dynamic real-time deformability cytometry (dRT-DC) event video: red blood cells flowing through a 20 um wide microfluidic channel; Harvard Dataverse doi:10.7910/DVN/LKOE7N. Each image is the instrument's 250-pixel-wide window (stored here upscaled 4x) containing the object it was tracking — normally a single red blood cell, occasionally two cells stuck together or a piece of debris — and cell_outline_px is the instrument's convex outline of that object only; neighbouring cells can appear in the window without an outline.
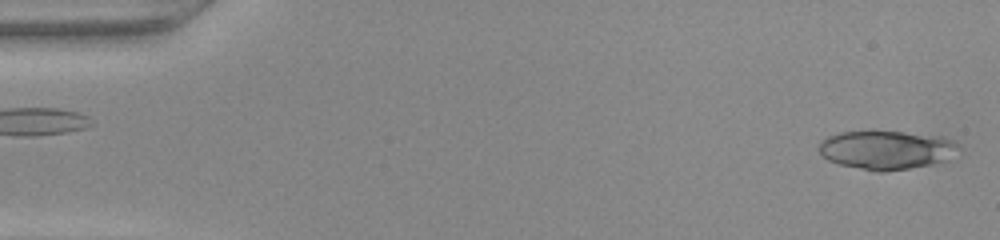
{"species": "common noctule bat (a hibernating species)", "species_latin": "Nyctalus noctula", "temperature_condition": "warm", "stored_images_in_passage": 47, "camera_frame_rate_fps": 3000, "um_per_image_px": 0.085, "animal": {"sex": "female", "body_mass_g": 22.0, "forearm_length_mm": 56.7}, "frame": {"image": 1, "passage_image": 1, "time_ms": 0.0, "image_size_px": [1000, 240], "cell_outline_px": [[964, 152], [948, 160], [932, 164], [884, 172], [876, 172], [840, 164], [828, 160], [820, 152], [820, 140], [828, 136], [840, 132], [872, 128], [940, 136], [952, 140], [960, 144]], "centroid_in_image_um": [75.42, 12.7], "position_along_channel_um": 9.6, "area_um2": 32.77}}
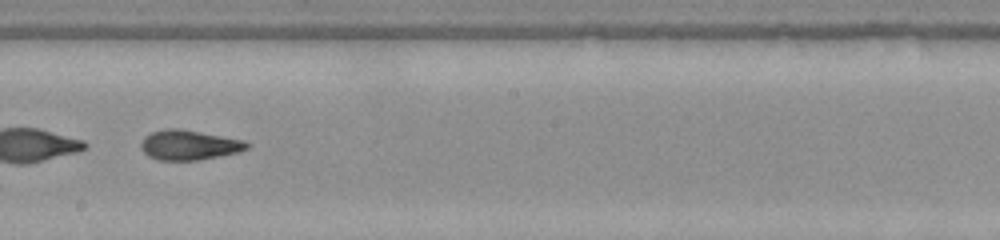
{"frame": {"image": 2, "passage_image": 27, "time_ms": 8.667, "image_size_px": [1000, 240], "cell_outline_px": [[248, 148], [240, 152], [196, 160], [156, 160], [148, 156], [140, 148], [140, 144], [144, 136], [152, 132], [164, 128], [180, 128], [240, 140], [248, 144]], "centroid_in_image_um": [15.99, 12.33], "position_along_channel_um": 232.2, "area_um2": 18.26}}
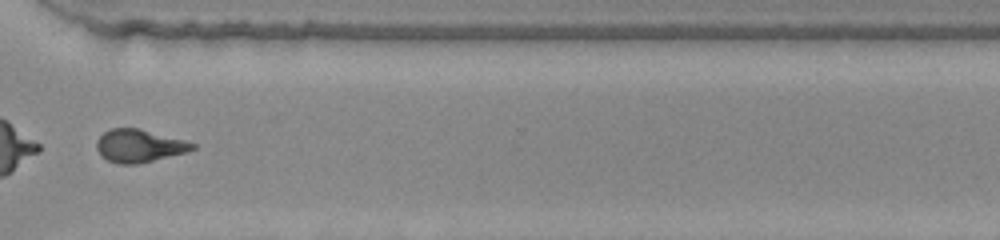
{"frame": {"image": 3, "passage_image": 36, "time_ms": 11.667, "image_size_px": [1000, 240], "cell_outline_px": [[196, 148], [184, 152], [136, 164], [116, 164], [100, 156], [96, 148], [96, 140], [104, 132], [112, 128], [140, 128], [184, 140], [196, 144]], "centroid_in_image_um": [11.77, 12.38], "position_along_channel_um": 358.8, "area_um2": 18.21}}